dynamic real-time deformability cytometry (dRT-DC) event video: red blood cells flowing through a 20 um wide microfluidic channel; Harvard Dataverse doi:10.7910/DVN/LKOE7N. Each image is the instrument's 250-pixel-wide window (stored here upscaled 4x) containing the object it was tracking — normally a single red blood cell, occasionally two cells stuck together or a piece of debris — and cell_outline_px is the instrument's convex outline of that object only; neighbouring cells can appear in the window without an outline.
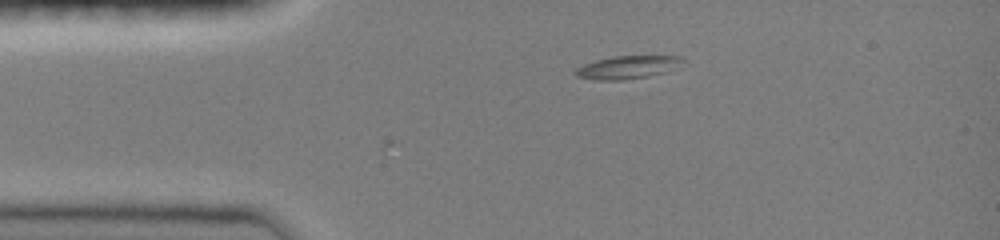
{"species": "common noctule bat (a hibernating species)", "species_latin": "Nyctalus noctula", "temperature_condition": "room temperature", "stored_images_in_passage": 16, "camera_frame_rate_fps": 3000, "um_per_image_px": 0.085, "animal": {"sex": "female", "body_mass_g": 19.0, "forearm_length_mm": 51.5}, "frame": {"image": 1, "passage_image": 1, "time_ms": 0.0, "image_size_px": [1000, 240], "cell_outline_px": [[684, 60], [664, 72], [648, 76], [624, 80], [596, 80], [576, 76], [576, 68], [584, 64], [596, 60], [612, 56], [684, 56]], "centroid_in_image_um": [53.29, 5.71], "position_along_channel_um": 31.7, "area_um2": 14.05}}
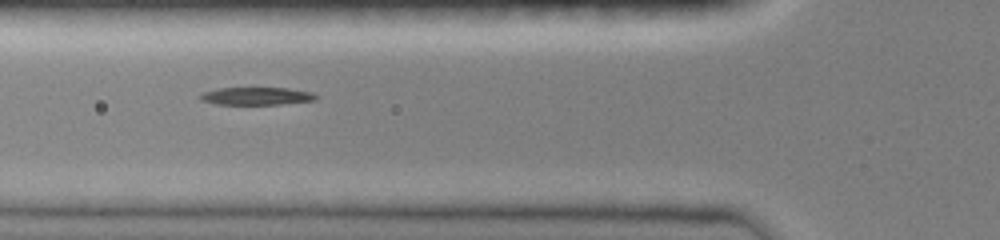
{"frame": {"image": 2, "passage_image": 9, "time_ms": 2.667, "image_size_px": [1000, 240], "cell_outline_px": [[320, 96], [316, 100], [280, 104], [216, 104], [200, 100], [200, 92], [220, 88], [288, 88], [312, 92]], "centroid_in_image_um": [21.82, 8.16], "position_along_channel_um": 104.0, "area_um2": 11.96}}
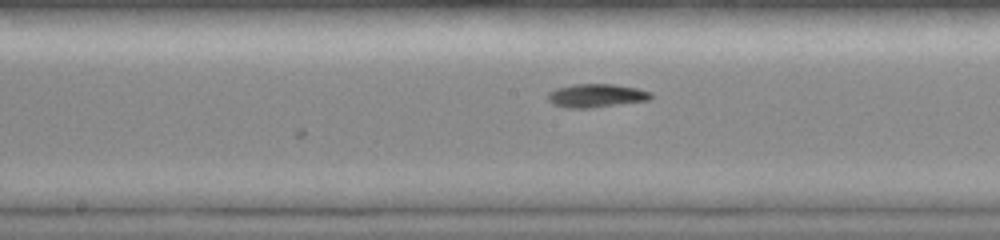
{"frame": {"image": 3, "passage_image": 16, "time_ms": 5.0, "image_size_px": [1000, 240], "cell_outline_px": [[652, 96], [648, 100], [592, 108], [564, 108], [552, 104], [548, 100], [548, 92], [556, 88], [572, 84], [612, 84], [636, 88], [652, 92]], "centroid_in_image_um": [50.64, 8.13], "position_along_channel_um": 197.6, "area_um2": 14.16}}